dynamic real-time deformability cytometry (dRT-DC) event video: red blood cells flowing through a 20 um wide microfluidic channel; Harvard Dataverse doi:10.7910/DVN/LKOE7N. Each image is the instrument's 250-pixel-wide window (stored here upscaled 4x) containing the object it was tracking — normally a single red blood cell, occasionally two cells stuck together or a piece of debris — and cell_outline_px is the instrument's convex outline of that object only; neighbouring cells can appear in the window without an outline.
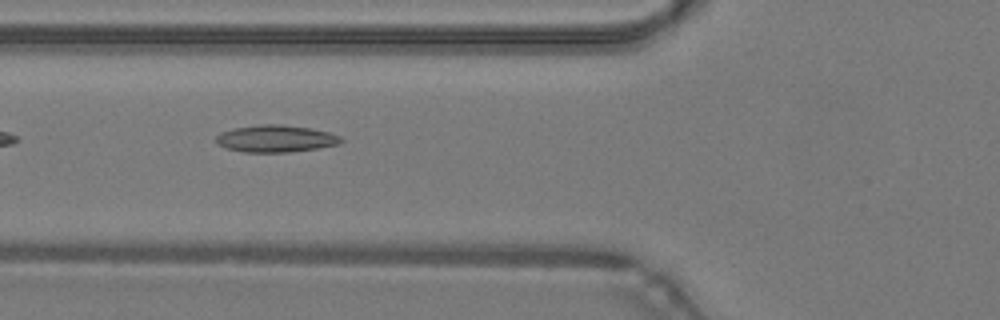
{"species": "common noctule bat (a hibernating species)", "species_latin": "Nyctalus noctula", "temperature_condition": "warm", "stored_images_in_passage": 31, "camera_frame_rate_fps": 3000, "um_per_image_px": 0.085, "animal": {"sex": "male", "body_mass_g": 19.2, "forearm_length_mm": 51.8}, "frame": {"image": 1, "passage_image": 3, "time_ms": 0.667, "image_size_px": [1000, 320], "cell_outline_px": [[344, 140], [340, 144], [316, 148], [288, 152], [244, 152], [228, 148], [216, 144], [216, 136], [220, 132], [236, 128], [260, 124], [280, 124], [308, 128], [328, 132], [340, 136]], "centroid_in_image_um": [23.43, 11.78], "position_along_channel_um": 102.4, "area_um2": 19.54}}
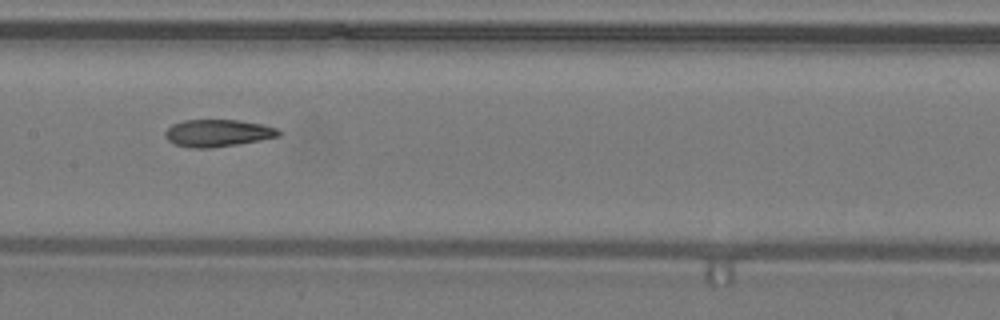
{"frame": {"image": 2, "passage_image": 9, "time_ms": 2.667, "image_size_px": [1000, 320], "cell_outline_px": [[280, 136], [260, 140], [212, 148], [188, 148], [176, 144], [168, 140], [164, 136], [164, 132], [172, 124], [184, 120], [240, 120], [260, 124], [276, 128], [280, 132]], "centroid_in_image_um": [18.47, 11.31], "position_along_channel_um": 188.9, "area_um2": 17.92}}
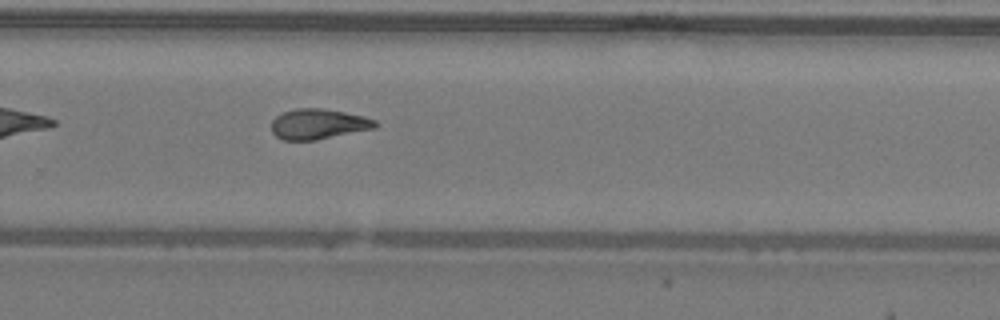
{"frame": {"image": 3, "passage_image": 17, "time_ms": 5.333, "image_size_px": [1000, 320], "cell_outline_px": [[380, 124], [376, 128], [316, 140], [284, 140], [276, 136], [272, 132], [272, 120], [280, 112], [296, 108], [320, 108], [344, 112], [364, 116], [376, 120]], "centroid_in_image_um": [27.07, 10.54], "position_along_channel_um": 302.7, "area_um2": 18.5}}